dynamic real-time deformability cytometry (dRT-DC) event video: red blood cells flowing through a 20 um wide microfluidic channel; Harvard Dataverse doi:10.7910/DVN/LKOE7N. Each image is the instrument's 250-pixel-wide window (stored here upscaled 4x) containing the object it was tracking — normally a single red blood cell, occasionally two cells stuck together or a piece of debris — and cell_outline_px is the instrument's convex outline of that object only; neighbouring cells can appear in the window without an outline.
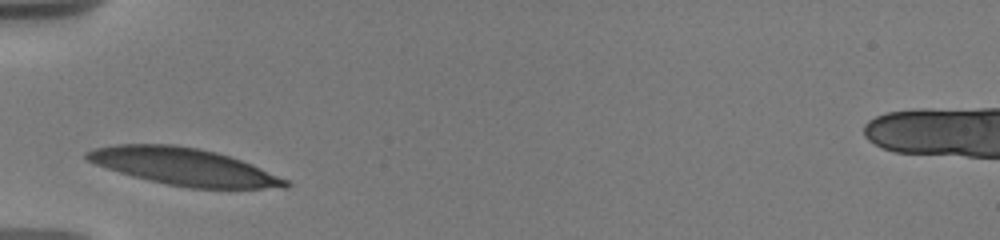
{"species": "human", "species_latin": "Homo sapiens", "temperature_condition": "warm", "stored_images_in_passage": 15, "camera_frame_rate_fps": 3000, "um_per_image_px": 0.085, "donor": {"sex": "male"}, "frame": {"image": 1, "passage_image": 1, "time_ms": 0.0, "image_size_px": [1000, 240], "cell_outline_px": [[292, 184], [284, 188], [188, 188], [168, 184], [132, 176], [96, 164], [88, 160], [84, 156], [84, 152], [96, 148], [116, 144], [172, 144], [196, 148], [216, 152], [240, 160], [288, 180]], "centroid_in_image_um": [15.61, 14.16], "position_along_channel_um": 69.4, "area_um2": 42.37}}
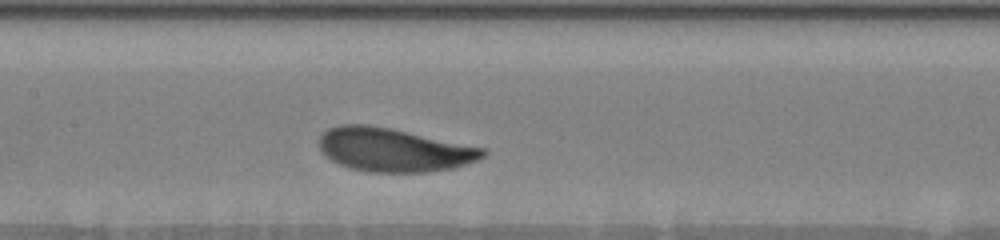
{"frame": {"image": 2, "passage_image": 7, "time_ms": 3.0, "image_size_px": [1000, 240], "cell_outline_px": [[488, 152], [484, 156], [476, 160], [452, 168], [428, 172], [368, 172], [348, 168], [324, 156], [320, 152], [320, 136], [328, 128], [340, 124], [368, 124], [392, 128], [484, 148]], "centroid_in_image_um": [33.42, 12.73], "position_along_channel_um": 174.0, "area_um2": 41.62}}
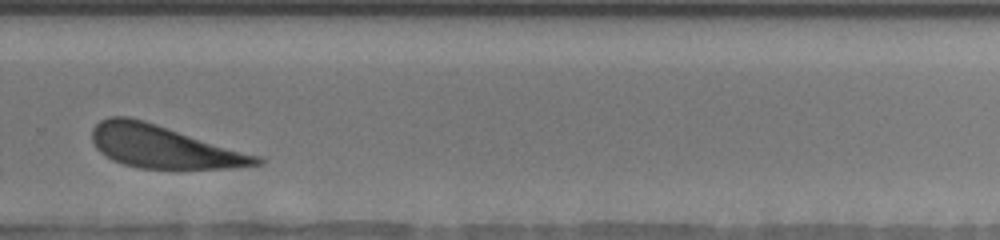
{"frame": {"image": 3, "passage_image": 14, "time_ms": 7.0, "image_size_px": [1000, 240], "cell_outline_px": [[264, 164], [236, 168], [140, 168], [124, 164], [112, 160], [100, 152], [96, 148], [92, 140], [92, 128], [100, 120], [112, 116], [128, 116], [144, 120], [260, 156], [264, 160]], "centroid_in_image_um": [13.9, 12.47], "position_along_channel_um": 315.9, "area_um2": 40.69}}